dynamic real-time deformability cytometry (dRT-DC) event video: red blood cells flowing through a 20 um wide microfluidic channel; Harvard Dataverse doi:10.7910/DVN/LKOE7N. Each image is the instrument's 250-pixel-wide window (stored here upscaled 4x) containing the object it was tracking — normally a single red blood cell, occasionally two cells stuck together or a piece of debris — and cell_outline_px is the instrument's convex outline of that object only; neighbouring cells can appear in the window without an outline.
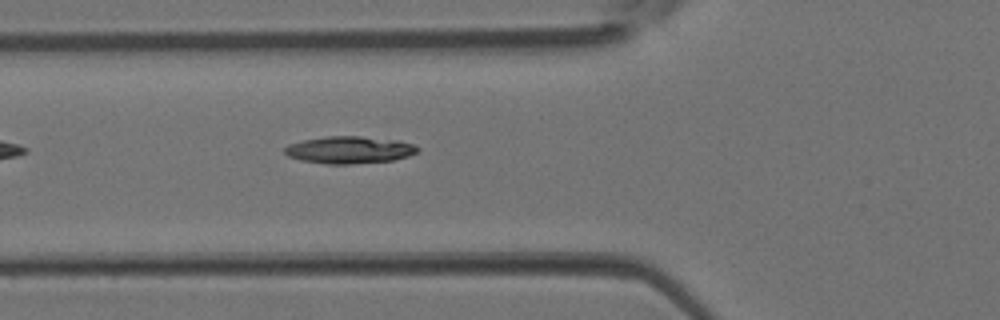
{"species": "Egyptian fruit bat (a non-hibernating species)", "species_latin": "Rousettus aegyptiacus", "temperature_condition": "room temperature", "stored_images_in_passage": 3, "camera_frame_rate_fps": 3000, "um_per_image_px": 0.085, "animal": {"sex": "female"}, "frame": {"image": 1, "passage_image": 3, "time_ms": 0.667, "image_size_px": [1000, 320], "cell_outline_px": [[420, 148], [416, 152], [408, 156], [392, 160], [352, 164], [328, 164], [300, 160], [288, 156], [284, 152], [284, 148], [288, 144], [304, 140], [328, 136], [360, 136], [396, 140], [412, 144]], "centroid_in_image_um": [29.67, 12.74], "position_along_channel_um": 96.1, "area_um2": 20.92}}